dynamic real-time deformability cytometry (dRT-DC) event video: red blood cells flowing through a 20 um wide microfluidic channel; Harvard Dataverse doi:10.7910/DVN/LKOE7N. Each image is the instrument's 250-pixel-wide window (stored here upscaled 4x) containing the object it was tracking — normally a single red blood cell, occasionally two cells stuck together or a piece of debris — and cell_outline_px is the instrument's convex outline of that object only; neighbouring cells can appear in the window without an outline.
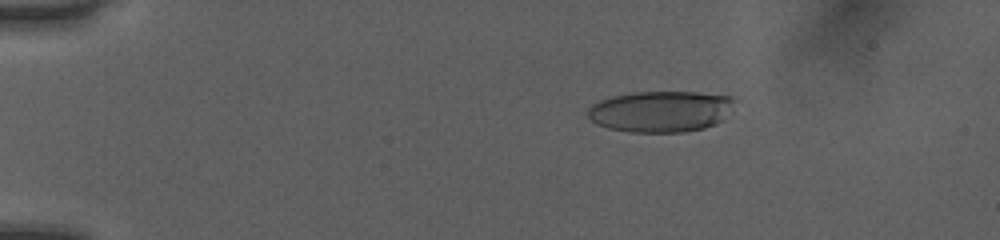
{"species": "human", "species_latin": "Homo sapiens", "temperature_condition": "room temperature", "stored_images_in_passage": 52, "camera_frame_rate_fps": 3000, "um_per_image_px": 0.085, "donor": {"sex": "female"}, "frame": {"image": 1, "passage_image": 10, "time_ms": 3.0, "image_size_px": [1000, 240], "cell_outline_px": [[732, 100], [720, 120], [716, 124], [704, 128], [684, 132], [632, 132], [608, 128], [596, 124], [588, 116], [588, 108], [592, 104], [600, 100], [632, 92], [696, 92], [732, 96]], "centroid_in_image_um": [56.08, 9.47], "position_along_channel_um": 28.9, "area_um2": 34.62}}
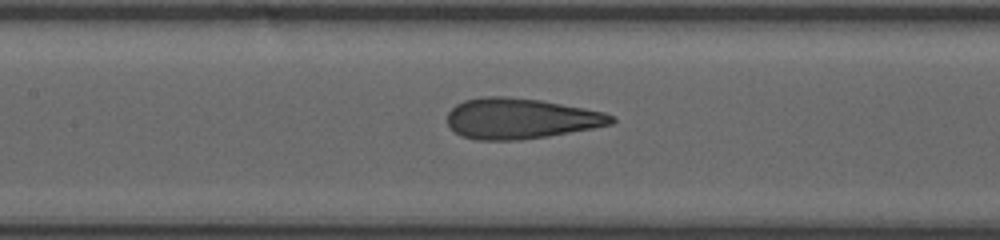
{"frame": {"image": 2, "passage_image": 26, "time_ms": 8.333, "image_size_px": [1000, 240], "cell_outline_px": [[616, 120], [612, 124], [592, 128], [548, 136], [516, 140], [476, 140], [460, 136], [448, 124], [448, 112], [456, 104], [464, 100], [480, 96], [504, 96], [540, 100], [584, 108], [604, 112], [612, 116]], "centroid_in_image_um": [44.22, 10.07], "position_along_channel_um": 163.2, "area_um2": 38.73}}
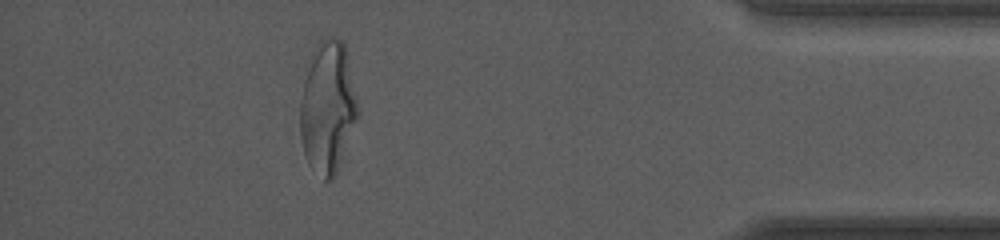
{"frame": {"image": 3, "passage_image": 47, "time_ms": 15.333, "image_size_px": [1000, 240], "cell_outline_px": [[360, 112], [336, 172], [332, 180], [324, 180], [304, 152], [300, 132], [300, 100], [304, 64], [308, 56], [316, 44], [320, 40], [328, 36], [332, 36], [340, 40], [344, 44]], "centroid_in_image_um": [27.82, 9.0], "position_along_channel_um": 407.4, "area_um2": 44.33}, "authors_computed_cell_mechanics": {"area_um2": 38.3503, "velocity_mm_per_s": 4.0599, "shape_relaxation_time_tau1_ms": 6.8737, "shape_relaxation_time_tau2_ms": 0.8574, "deformation_change_tau1": 0.2633, "deformation_change_tau2": 0.1024}}